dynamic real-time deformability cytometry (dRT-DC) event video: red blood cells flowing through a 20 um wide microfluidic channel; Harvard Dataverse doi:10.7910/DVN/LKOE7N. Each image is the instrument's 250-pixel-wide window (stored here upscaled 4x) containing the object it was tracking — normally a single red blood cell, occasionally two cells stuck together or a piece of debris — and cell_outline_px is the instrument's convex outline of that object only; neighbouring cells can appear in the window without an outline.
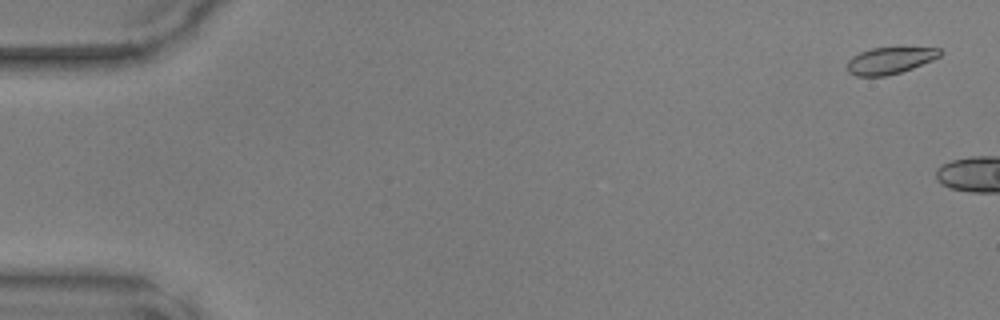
{"species": "common noctule bat (a hibernating species)", "species_latin": "Nyctalus noctula", "temperature_condition": "warm", "stored_images_in_passage": 4, "camera_frame_rate_fps": 3000, "um_per_image_px": 0.085, "animal": {"sex": "male", "body_mass_g": 17.9, "forearm_length_mm": 54.2}, "frame": {"image": 1, "passage_image": 2, "time_ms": 0.333, "image_size_px": [1000, 320], "cell_outline_px": [[944, 52], [940, 56], [932, 60], [912, 68], [900, 72], [884, 76], [856, 76], [848, 72], [844, 68], [848, 60], [852, 56], [860, 52], [872, 48], [940, 48]], "centroid_in_image_um": [75.59, 5.15], "position_along_channel_um": 9.4, "area_um2": 14.45}}